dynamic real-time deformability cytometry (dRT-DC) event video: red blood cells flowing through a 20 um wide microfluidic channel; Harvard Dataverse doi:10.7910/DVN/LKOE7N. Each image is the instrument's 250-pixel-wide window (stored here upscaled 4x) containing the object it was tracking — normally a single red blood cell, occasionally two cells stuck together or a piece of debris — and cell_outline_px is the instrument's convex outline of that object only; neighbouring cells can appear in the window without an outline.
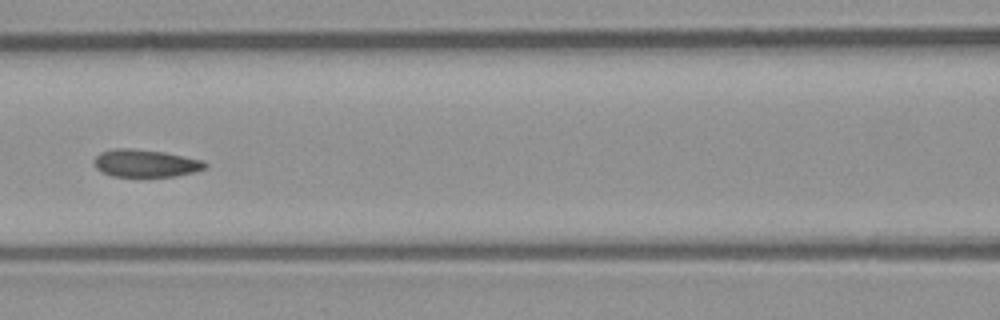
{"species": "common noctule bat (a hibernating species)", "species_latin": "Nyctalus noctula", "temperature_condition": "room temperature", "stored_images_in_passage": 47, "camera_frame_rate_fps": 3000, "um_per_image_px": 0.085, "animal": {"sex": "male", "body_mass_g": 23.1, "forearm_length_mm": 52.7}, "frame": {"image": 1, "passage_image": 18, "time_ms": 5.667, "image_size_px": [1000, 320], "cell_outline_px": [[208, 168], [196, 172], [176, 176], [140, 180], [112, 176], [96, 168], [92, 160], [100, 152], [116, 148], [128, 148], [164, 152], [200, 160], [208, 164]], "centroid_in_image_um": [12.36, 13.94], "position_along_channel_um": 154.2, "area_um2": 18.67}}
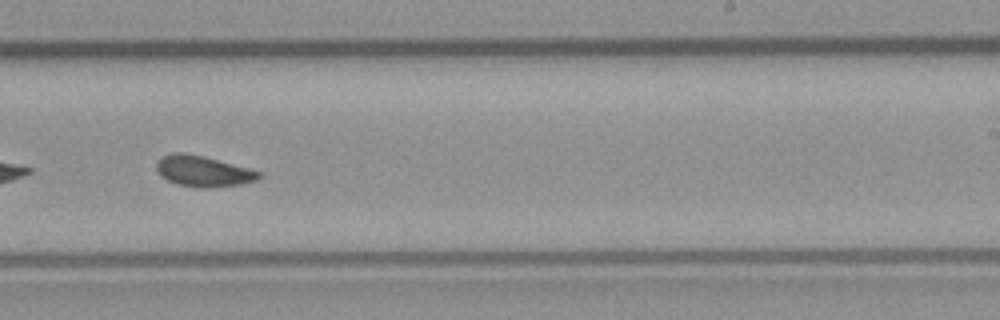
{"frame": {"image": 2, "passage_image": 27, "time_ms": 8.667, "image_size_px": [1000, 320], "cell_outline_px": [[264, 176], [256, 180], [244, 184], [200, 188], [176, 184], [160, 176], [156, 168], [156, 164], [160, 156], [176, 152], [184, 152], [204, 156], [248, 168], [260, 172]], "centroid_in_image_um": [17.25, 14.55], "position_along_channel_um": 271.7, "area_um2": 18.5}}
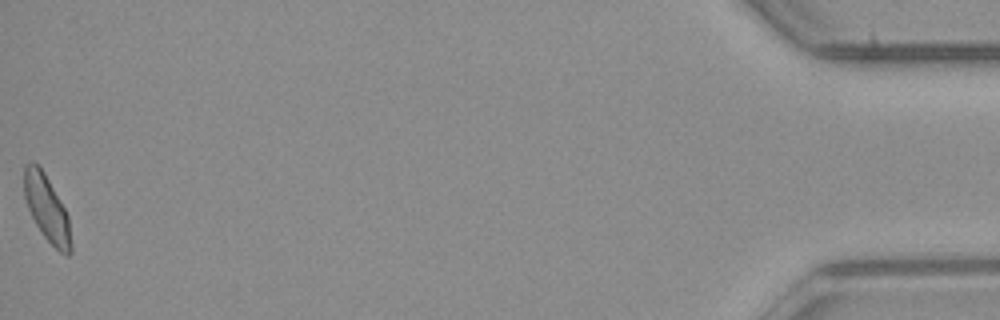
{"frame": {"image": 3, "passage_image": 47, "time_ms": 15.333, "image_size_px": [1000, 320], "cell_outline_px": [[72, 252], [68, 256], [64, 256], [44, 236], [36, 224], [28, 208], [24, 196], [24, 164], [32, 160], [44, 172], [64, 208], [68, 216], [72, 244]], "centroid_in_image_um": [3.98, 17.73], "position_along_channel_um": 431.2, "area_um2": 17.92}, "authors_computed_cell_mechanics": {"area_um2": 18.207, "velocity_mm_per_s": 3.9297, "shape_relaxation_time_tau1_ms": 3.886, "shape_relaxation_time_tau2_ms": 2.3771, "deformation_change_tau1": 0.1054, "deformation_change_tau2": 0.0709}}